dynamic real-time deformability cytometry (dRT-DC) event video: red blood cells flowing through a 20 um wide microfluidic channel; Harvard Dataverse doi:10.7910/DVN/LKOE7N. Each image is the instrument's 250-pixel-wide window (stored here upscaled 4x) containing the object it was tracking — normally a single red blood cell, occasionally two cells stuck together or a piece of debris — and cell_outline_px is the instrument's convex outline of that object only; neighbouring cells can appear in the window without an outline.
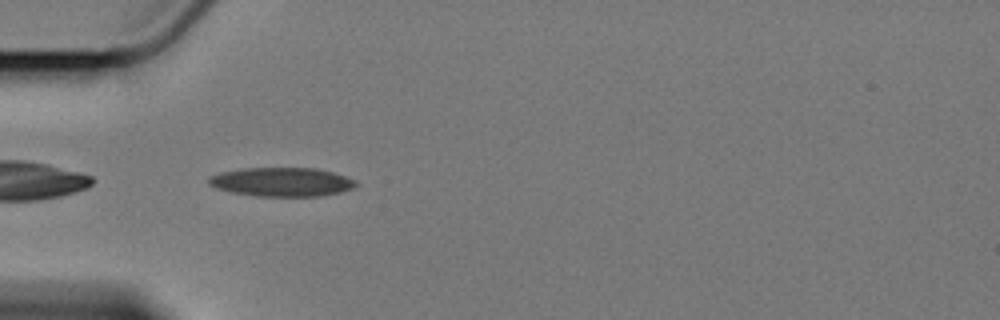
{"species": "Egyptian fruit bat (a non-hibernating species)", "species_latin": "Rousettus aegyptiacus", "temperature_condition": "cold", "stored_images_in_passage": 26, "camera_frame_rate_fps": 3000, "um_per_image_px": 0.085, "animal": {"sex": "female"}, "frame": {"image": 1, "passage_image": 1, "time_ms": 0.0, "image_size_px": [1000, 320], "cell_outline_px": [[360, 184], [352, 188], [340, 192], [320, 196], [256, 196], [232, 192], [216, 188], [208, 184], [208, 176], [224, 172], [248, 168], [316, 168], [332, 172], [356, 180]], "centroid_in_image_um": [23.97, 15.47], "position_along_channel_um": 61.0, "area_um2": 24.68}}
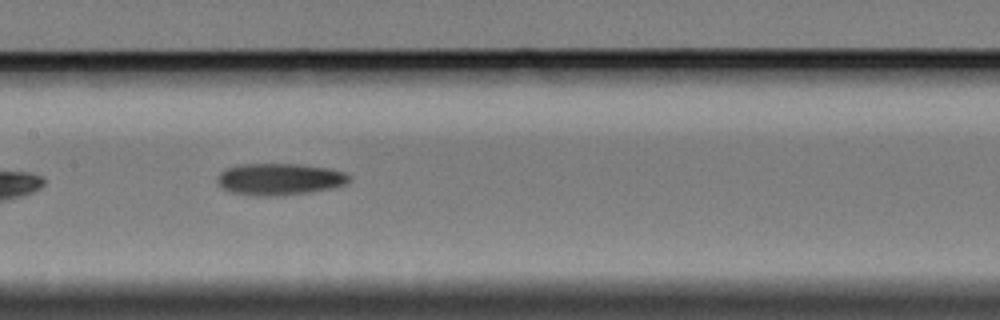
{"frame": {"image": 2, "passage_image": 12, "time_ms": 3.667, "image_size_px": [1000, 320], "cell_outline_px": [[352, 176], [344, 184], [328, 188], [308, 192], [276, 196], [260, 196], [232, 192], [224, 188], [216, 180], [216, 176], [224, 168], [236, 164], [296, 164], [324, 168], [344, 172]], "centroid_in_image_um": [23.68, 15.22], "position_along_channel_um": 183.7, "area_um2": 24.1}}
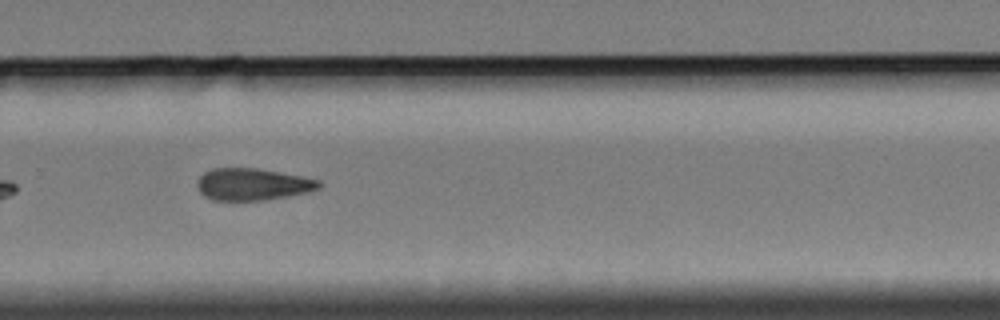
{"frame": {"image": 3, "passage_image": 23, "time_ms": 7.333, "image_size_px": [1000, 320], "cell_outline_px": [[324, 184], [320, 188], [312, 192], [264, 200], [212, 200], [204, 196], [200, 192], [196, 184], [200, 176], [204, 172], [212, 168], [256, 168], [304, 176], [320, 180]], "centroid_in_image_um": [21.52, 15.66], "position_along_channel_um": 308.3, "area_um2": 23.0}}